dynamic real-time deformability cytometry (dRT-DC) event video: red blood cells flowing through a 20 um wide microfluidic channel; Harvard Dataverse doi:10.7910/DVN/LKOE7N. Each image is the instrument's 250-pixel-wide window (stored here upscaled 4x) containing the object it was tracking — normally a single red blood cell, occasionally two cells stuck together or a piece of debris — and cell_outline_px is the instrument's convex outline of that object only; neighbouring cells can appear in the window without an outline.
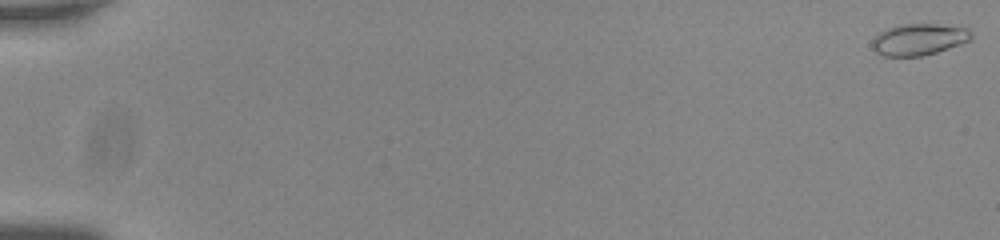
{"species": "common noctule bat (a hibernating species)", "species_latin": "Nyctalus noctula", "temperature_condition": "room temperature", "stored_images_in_passage": 14, "camera_frame_rate_fps": 3000, "um_per_image_px": 0.085, "animal": {"sex": "male", "body_mass_g": 20.0, "forearm_length_mm": 53.3}, "frame": {"image": 1, "passage_image": 1, "time_ms": 0.0, "image_size_px": [1000, 240], "cell_outline_px": [[972, 40], [936, 52], [920, 56], [884, 56], [876, 52], [872, 48], [872, 40], [880, 32], [888, 28], [900, 24], [936, 24], [964, 28], [972, 36]], "centroid_in_image_um": [78.06, 3.36], "position_along_channel_um": 6.9, "area_um2": 17.92}}